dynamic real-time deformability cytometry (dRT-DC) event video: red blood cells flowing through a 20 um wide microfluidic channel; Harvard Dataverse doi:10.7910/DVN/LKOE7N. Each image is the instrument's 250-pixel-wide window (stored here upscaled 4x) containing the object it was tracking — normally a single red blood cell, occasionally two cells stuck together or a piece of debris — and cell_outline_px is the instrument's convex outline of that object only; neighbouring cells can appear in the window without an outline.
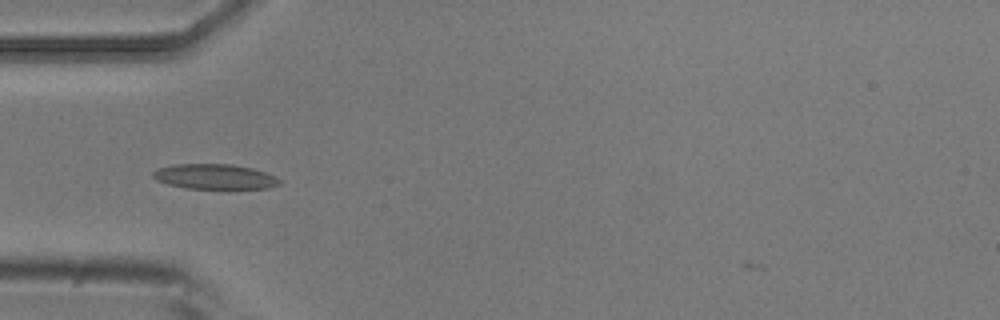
{"species": "common noctule bat (a hibernating species)", "species_latin": "Nyctalus noctula", "temperature_condition": "room temperature", "stored_images_in_passage": 2, "camera_frame_rate_fps": 3000, "um_per_image_px": 0.085, "animal": {"sex": "male", "body_mass_g": 20.5, "forearm_length_mm": 52.5}, "frame": {"image": 1, "passage_image": 2, "time_ms": 0.333, "image_size_px": [1000, 320], "cell_outline_px": [[280, 184], [268, 188], [228, 192], [188, 188], [168, 184], [156, 180], [152, 176], [152, 172], [156, 168], [176, 164], [232, 164], [252, 168], [264, 172], [280, 180]], "centroid_in_image_um": [18.27, 15.07], "position_along_channel_um": 66.7, "area_um2": 19.42}}